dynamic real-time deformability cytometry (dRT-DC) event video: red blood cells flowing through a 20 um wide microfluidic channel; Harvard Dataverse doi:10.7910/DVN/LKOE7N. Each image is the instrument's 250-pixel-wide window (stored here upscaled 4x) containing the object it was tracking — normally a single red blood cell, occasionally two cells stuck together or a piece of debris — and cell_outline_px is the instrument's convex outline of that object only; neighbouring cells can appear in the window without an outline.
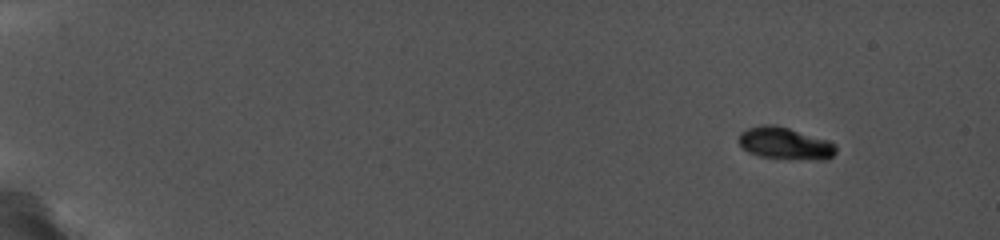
{"species": "common noctule bat (a hibernating species)", "species_latin": "Nyctalus noctula", "temperature_condition": "cold", "stored_images_in_passage": 35, "camera_frame_rate_fps": 5000, "um_per_image_px": 0.085, "animal": {"sex": "female", "body_mass_g": 19.0, "forearm_length_mm": 56.7}, "frame": {"image": 1, "passage_image": 1, "time_ms": 0.0, "image_size_px": [1000, 240], "cell_outline_px": [[836, 152], [832, 156], [764, 156], [752, 152], [744, 148], [740, 144], [740, 132], [744, 128], [760, 124], [776, 124], [828, 140], [836, 144]], "centroid_in_image_um": [66.64, 12.07], "position_along_channel_um": 18.4, "area_um2": 16.88}}
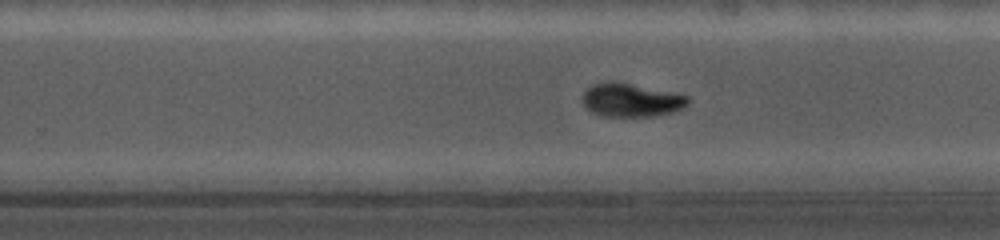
{"frame": {"image": 2, "passage_image": 24, "time_ms": 11.0, "image_size_px": [1000, 240], "cell_outline_px": [[688, 104], [676, 112], [656, 116], [600, 116], [584, 108], [584, 92], [588, 88], [596, 84], [624, 84], [688, 96]], "centroid_in_image_um": [53.66, 8.58], "position_along_channel_um": 276.1, "area_um2": 19.54}}
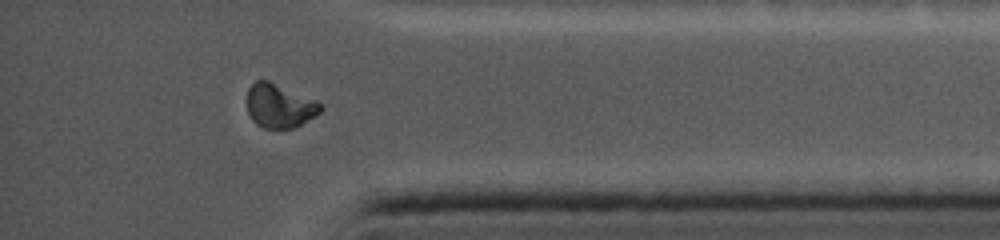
{"frame": {"image": 3, "passage_image": 32, "time_ms": 14.6, "image_size_px": [1000, 240], "cell_outline_px": [[320, 112], [316, 116], [296, 128], [264, 128], [256, 124], [252, 120], [248, 112], [248, 88], [256, 80], [268, 80], [320, 104]], "centroid_in_image_um": [23.71, 9.03], "position_along_channel_um": 411.5, "area_um2": 18.32}, "authors_computed_cell_mechanics": {"area_um2": 19.0162, "velocity_mm_per_s": 3.7616, "shape_relaxation_time_tau1_ms": null, "shape_relaxation_time_tau2_ms": 0.8495, "deformation_change_tau1": null, "deformation_change_tau2": 0.0385}}